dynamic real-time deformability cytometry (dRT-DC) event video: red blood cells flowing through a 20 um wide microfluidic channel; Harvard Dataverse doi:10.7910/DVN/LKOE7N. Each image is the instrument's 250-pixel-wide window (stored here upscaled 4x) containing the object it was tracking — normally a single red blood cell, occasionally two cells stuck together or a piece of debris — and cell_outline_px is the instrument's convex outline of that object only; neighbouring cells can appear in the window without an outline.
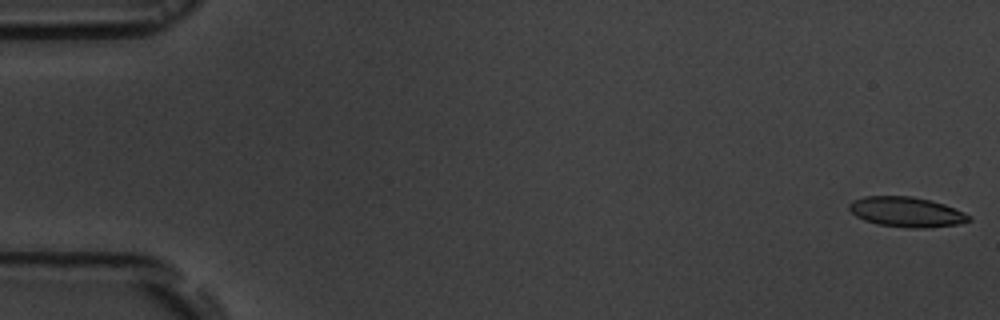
{"species": "common noctule bat (a hibernating species)", "species_latin": "Nyctalus noctula", "temperature_condition": "room temperature", "stored_images_in_passage": 5, "camera_frame_rate_fps": 3000, "um_per_image_px": 0.085, "animal": {"sex": "male", "body_mass_g": 19.5, "forearm_length_mm": 54.6}, "frame": {"image": 1, "passage_image": 1, "time_ms": 0.0, "image_size_px": [1000, 320], "cell_outline_px": [[972, 220], [960, 224], [924, 228], [908, 228], [876, 224], [864, 220], [856, 216], [848, 208], [848, 204], [852, 200], [864, 196], [912, 196], [944, 204], [964, 212], [972, 216]], "centroid_in_image_um": [77.05, 18.02], "position_along_channel_um": 8.0, "area_um2": 21.1}}
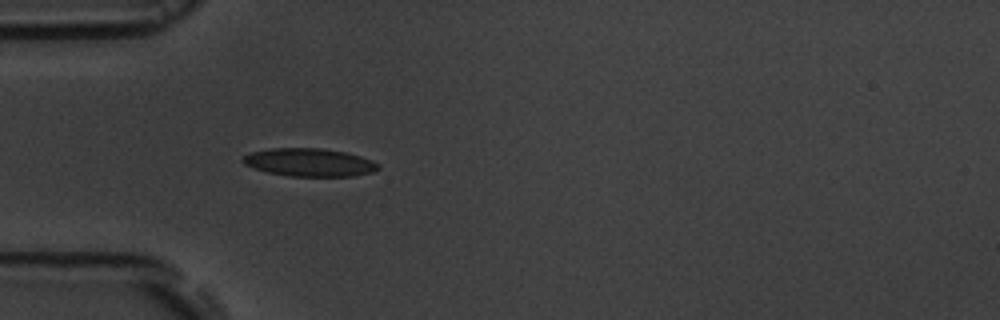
{"frame": {"image": 2, "passage_image": 5, "time_ms": 5.333, "image_size_px": [1000, 320], "cell_outline_px": [[380, 168], [372, 172], [352, 176], [288, 176], [268, 172], [244, 164], [240, 160], [244, 156], [252, 152], [268, 148], [320, 148], [344, 152], [360, 156], [372, 160], [380, 164]], "centroid_in_image_um": [26.31, 13.8], "position_along_channel_um": 58.7, "area_um2": 22.02}}